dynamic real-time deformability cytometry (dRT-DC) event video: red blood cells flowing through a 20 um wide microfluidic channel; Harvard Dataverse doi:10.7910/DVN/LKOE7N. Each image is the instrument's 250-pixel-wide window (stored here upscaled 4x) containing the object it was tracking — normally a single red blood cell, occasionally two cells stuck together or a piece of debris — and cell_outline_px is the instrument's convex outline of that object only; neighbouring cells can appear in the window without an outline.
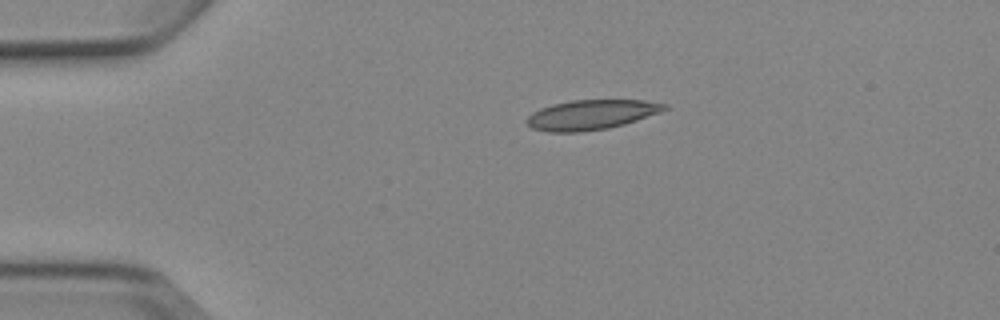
{"species": "Egyptian fruit bat (a non-hibernating species)", "species_latin": "Rousettus aegyptiacus", "temperature_condition": "cold", "stored_images_in_passage": 2, "camera_frame_rate_fps": 3000, "um_per_image_px": 0.085, "animal": {"sex": "female"}, "frame": {"image": 1, "passage_image": 1, "time_ms": 0.0, "image_size_px": [1000, 320], "cell_outline_px": [[668, 108], [660, 112], [624, 124], [608, 128], [580, 132], [548, 132], [532, 128], [524, 120], [532, 112], [540, 108], [552, 104], [572, 100], [644, 100], [668, 104]], "centroid_in_image_um": [50.23, 9.75], "position_along_channel_um": 34.8, "area_um2": 23.93}}